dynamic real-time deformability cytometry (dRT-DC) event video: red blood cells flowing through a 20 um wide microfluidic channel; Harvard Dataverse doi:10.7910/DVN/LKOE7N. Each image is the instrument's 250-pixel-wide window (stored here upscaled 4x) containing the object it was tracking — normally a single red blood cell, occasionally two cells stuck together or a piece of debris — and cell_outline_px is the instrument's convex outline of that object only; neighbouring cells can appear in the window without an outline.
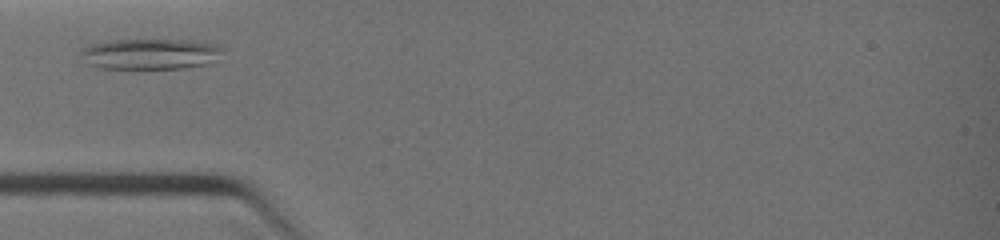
{"species": "common noctule bat (a hibernating species)", "species_latin": "Nyctalus noctula", "temperature_condition": "warm", "stored_images_in_passage": 19, "camera_frame_rate_fps": 3000, "um_per_image_px": 0.085, "animal": {"sex": "female", "body_mass_g": 19.0, "forearm_length_mm": 51.5}, "frame": {"image": 1, "passage_image": 3, "time_ms": 0.667, "image_size_px": [1000, 240], "cell_outline_px": [[224, 48], [208, 64], [180, 68], [100, 68], [88, 64], [80, 52], [84, 48], [92, 44], [112, 40], [192, 40], [216, 44]], "centroid_in_image_um": [12.77, 4.58], "position_along_channel_um": 72.2, "area_um2": 24.97}}
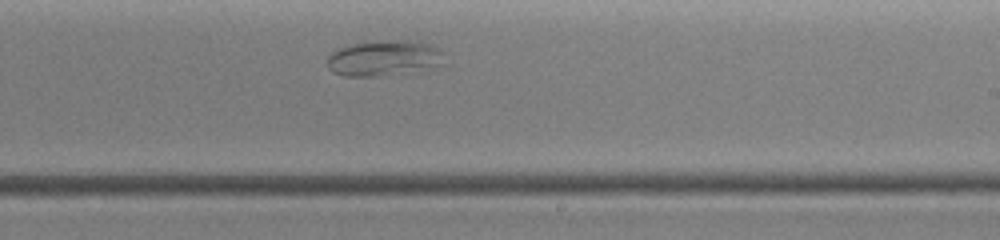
{"frame": {"image": 2, "passage_image": 12, "time_ms": 4.333, "image_size_px": [1000, 240], "cell_outline_px": [[448, 64], [436, 68], [376, 76], [344, 76], [332, 72], [328, 68], [328, 56], [332, 52], [340, 48], [356, 44], [432, 44], [440, 48], [444, 52]], "centroid_in_image_um": [32.72, 5.03], "position_along_channel_um": 256.3, "area_um2": 23.24}}
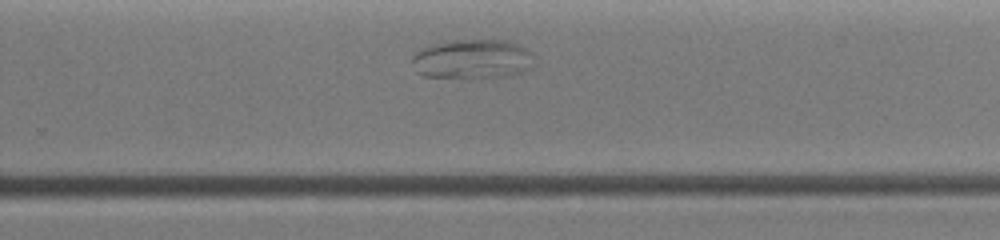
{"frame": {"image": 3, "passage_image": 14, "time_ms": 5.0, "image_size_px": [1000, 240], "cell_outline_px": [[536, 64], [532, 68], [512, 76], [476, 80], [468, 80], [424, 76], [416, 72], [412, 60], [412, 56], [420, 48], [432, 44], [456, 40], [508, 40], [528, 48], [532, 52]], "centroid_in_image_um": [40.21, 5.07], "position_along_channel_um": 289.6, "area_um2": 29.42}}